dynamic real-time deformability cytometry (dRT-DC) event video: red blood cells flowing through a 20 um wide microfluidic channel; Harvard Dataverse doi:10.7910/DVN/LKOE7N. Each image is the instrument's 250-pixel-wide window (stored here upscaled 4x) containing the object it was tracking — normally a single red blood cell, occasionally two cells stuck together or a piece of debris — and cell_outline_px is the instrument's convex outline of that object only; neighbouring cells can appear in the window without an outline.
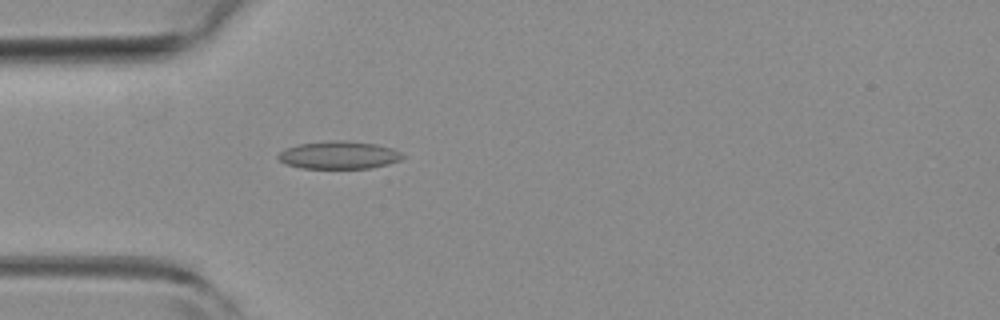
{"species": "common noctule bat (a hibernating species)", "species_latin": "Nyctalus noctula", "temperature_condition": "room temperature", "stored_images_in_passage": 12, "camera_frame_rate_fps": 3000, "um_per_image_px": 0.085, "animal": {"sex": "female", "body_mass_g": 19.3, "forearm_length_mm": 54.1}, "frame": {"image": 1, "passage_image": 5, "time_ms": 1.333, "image_size_px": [1000, 320], "cell_outline_px": [[408, 156], [400, 160], [388, 164], [372, 168], [300, 168], [284, 164], [276, 156], [284, 148], [300, 144], [332, 140], [344, 140], [376, 144], [392, 148]], "centroid_in_image_um": [28.82, 13.18], "position_along_channel_um": 56.2, "area_um2": 20.29}}
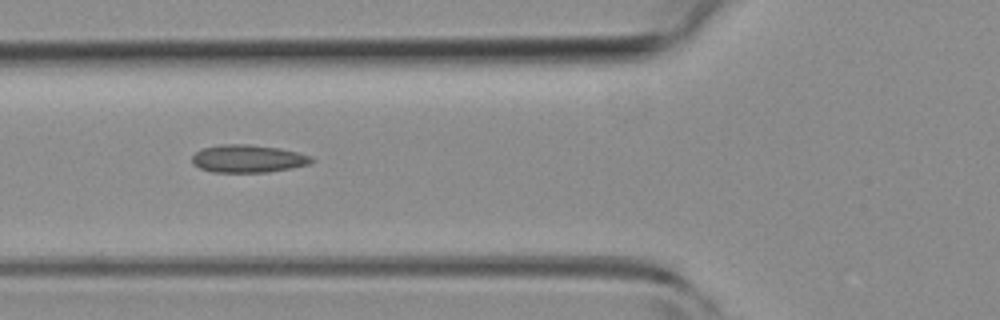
{"frame": {"image": 2, "passage_image": 9, "time_ms": 2.667, "image_size_px": [1000, 320], "cell_outline_px": [[316, 160], [312, 164], [292, 168], [268, 172], [212, 172], [200, 168], [192, 164], [192, 156], [196, 152], [204, 148], [220, 144], [248, 144], [280, 148], [312, 156]], "centroid_in_image_um": [21.11, 13.49], "position_along_channel_um": 104.7, "area_um2": 19.48}}
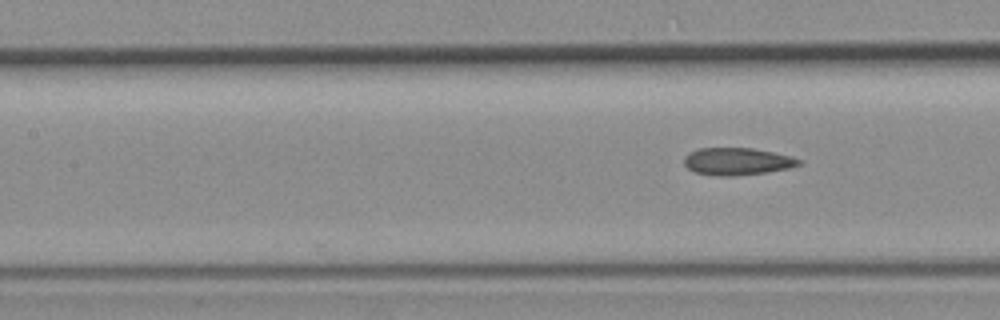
{"frame": {"image": 3, "passage_image": 12, "time_ms": 3.667, "image_size_px": [1000, 320], "cell_outline_px": [[804, 160], [800, 164], [792, 168], [768, 172], [732, 176], [720, 176], [696, 172], [688, 168], [684, 164], [684, 156], [688, 152], [700, 148], [752, 148], [792, 156]], "centroid_in_image_um": [62.69, 13.72], "position_along_channel_um": 144.7, "area_um2": 18.38}}